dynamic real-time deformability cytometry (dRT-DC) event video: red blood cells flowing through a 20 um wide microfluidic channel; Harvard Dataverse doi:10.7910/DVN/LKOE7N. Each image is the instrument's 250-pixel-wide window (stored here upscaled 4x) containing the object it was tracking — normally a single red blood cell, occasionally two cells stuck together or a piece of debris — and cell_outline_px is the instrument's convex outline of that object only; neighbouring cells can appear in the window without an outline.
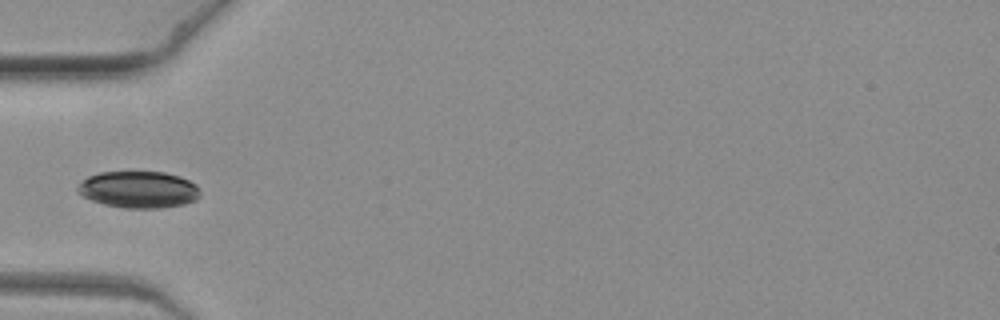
{"species": "common noctule bat (a hibernating species)", "species_latin": "Nyctalus noctula", "temperature_condition": "warm", "stored_images_in_passage": 9, "camera_frame_rate_fps": 3000, "um_per_image_px": 0.085, "animal": {"sex": "female", "body_mass_g": 19.3, "forearm_length_mm": 54.1}, "frame": {"image": 1, "passage_image": 6, "time_ms": 1.667, "image_size_px": [1000, 320], "cell_outline_px": [[200, 196], [196, 200], [184, 204], [160, 208], [124, 208], [104, 204], [92, 200], [76, 192], [76, 188], [88, 176], [100, 172], [164, 172], [180, 176], [196, 184], [200, 192]], "centroid_in_image_um": [11.8, 16.11], "position_along_channel_um": 73.2, "area_um2": 26.24}}